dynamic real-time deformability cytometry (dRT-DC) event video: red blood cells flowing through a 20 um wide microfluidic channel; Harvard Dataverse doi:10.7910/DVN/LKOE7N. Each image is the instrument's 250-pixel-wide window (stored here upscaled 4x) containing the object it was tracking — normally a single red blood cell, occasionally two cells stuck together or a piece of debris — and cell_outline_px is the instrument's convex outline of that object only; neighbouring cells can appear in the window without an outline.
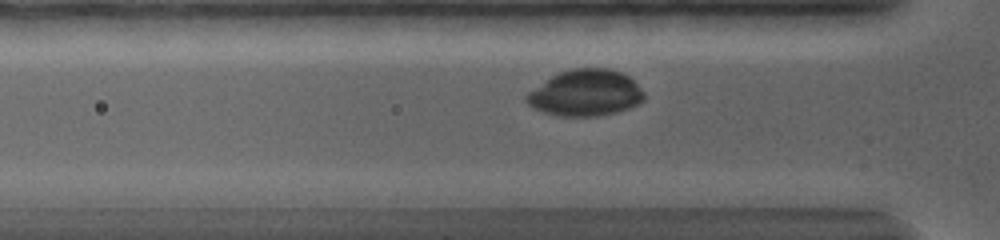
{"species": "common noctule bat (a hibernating species)", "species_latin": "Nyctalus noctula", "temperature_condition": "warm", "stored_images_in_passage": 29, "camera_frame_rate_fps": 5000, "um_per_image_px": 0.085, "animal": {"sex": "female", "body_mass_g": 19.0, "forearm_length_mm": 56.7}, "frame": {"image": 1, "passage_image": 13, "time_ms": 3.0, "image_size_px": [1000, 240], "cell_outline_px": [[644, 100], [640, 104], [616, 112], [600, 116], [556, 116], [544, 112], [528, 104], [524, 100], [524, 96], [528, 92], [552, 76], [560, 72], [572, 68], [608, 68], [620, 72], [628, 76], [644, 92]], "centroid_in_image_um": [49.77, 7.91], "position_along_channel_um": 76.0, "area_um2": 31.67}}
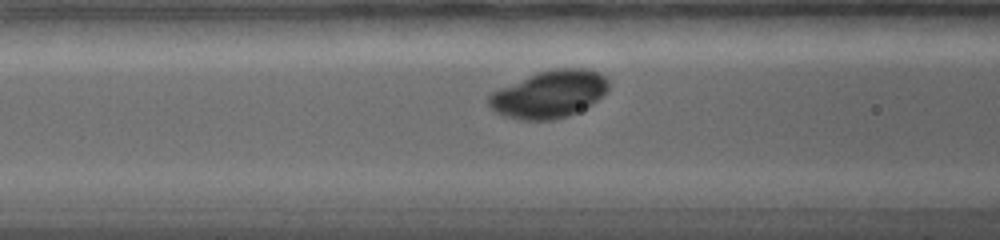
{"frame": {"image": 2, "passage_image": 18, "time_ms": 4.2, "image_size_px": [1000, 240], "cell_outline_px": [[608, 88], [592, 104], [568, 116], [552, 120], [520, 120], [496, 112], [488, 104], [488, 96], [492, 92], [500, 88], [528, 76], [540, 72], [560, 68], [584, 68], [596, 72], [604, 76], [608, 80]], "centroid_in_image_um": [46.68, 8.02], "position_along_channel_um": 119.9, "area_um2": 32.48}}
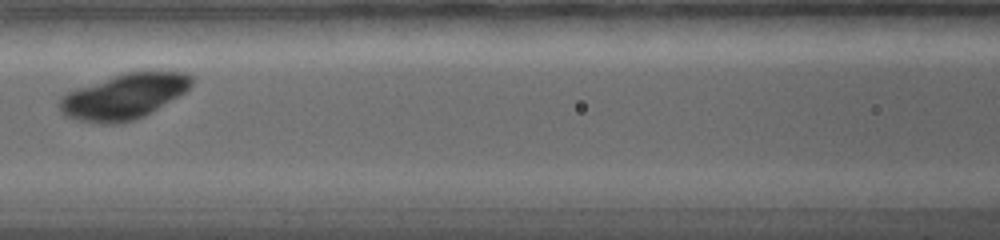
{"frame": {"image": 3, "passage_image": 20, "time_ms": 5.2, "image_size_px": [1000, 240], "cell_outline_px": [[192, 84], [184, 92], [144, 116], [132, 120], [116, 124], [100, 124], [80, 120], [64, 116], [60, 112], [56, 104], [68, 92], [76, 88], [128, 72], [180, 72], [192, 76]], "centroid_in_image_um": [10.48, 8.22], "position_along_channel_um": 156.1, "area_um2": 34.28}}